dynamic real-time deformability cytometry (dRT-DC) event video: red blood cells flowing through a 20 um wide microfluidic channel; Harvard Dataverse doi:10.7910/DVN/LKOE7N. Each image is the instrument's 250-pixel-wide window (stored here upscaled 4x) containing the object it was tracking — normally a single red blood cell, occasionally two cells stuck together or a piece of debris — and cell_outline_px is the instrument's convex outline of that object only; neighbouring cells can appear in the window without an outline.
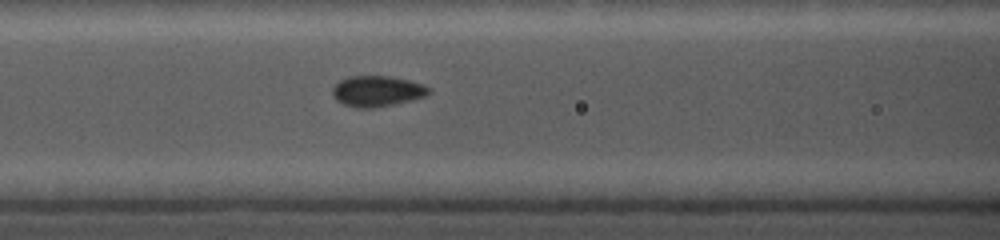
{"species": "common noctule bat (a hibernating species)", "species_latin": "Nyctalus noctula", "temperature_condition": "cold", "stored_images_in_passage": 9, "camera_frame_rate_fps": 5000, "um_per_image_px": 0.085, "animal": {"sex": "female", "body_mass_g": 19.0, "forearm_length_mm": 56.7}, "frame": {"image": 1, "passage_image": 9, "time_ms": 5.8, "image_size_px": [1000, 240], "cell_outline_px": [[432, 92], [424, 96], [412, 100], [372, 108], [356, 108], [344, 104], [336, 100], [332, 96], [332, 88], [340, 80], [348, 76], [388, 76], [408, 80], [424, 84], [432, 88]], "centroid_in_image_um": [32.06, 7.74], "position_along_channel_um": 134.5, "area_um2": 17.34}}